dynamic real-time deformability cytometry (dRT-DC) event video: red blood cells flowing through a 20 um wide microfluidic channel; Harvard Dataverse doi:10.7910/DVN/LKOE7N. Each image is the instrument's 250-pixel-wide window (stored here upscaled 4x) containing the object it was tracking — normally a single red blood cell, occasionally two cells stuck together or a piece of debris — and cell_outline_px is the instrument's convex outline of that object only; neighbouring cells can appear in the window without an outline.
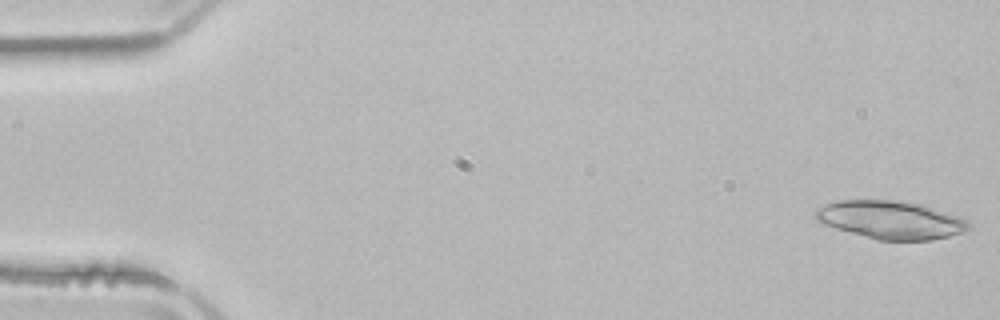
{"species": "common noctule bat (a hibernating species)", "species_latin": "Nyctalus noctula", "temperature_condition": "room temperature", "stored_images_in_passage": 51, "segment_of_instrument_passage": [1, 2], "camera_frame_rate_fps": 3000, "um_per_image_px": 0.085, "animal": {"sex": "male", "body_mass_g": 21.5, "forearm_length_mm": 52.0}, "frame": {"image": 1, "passage_image": 1, "time_ms": 0.0, "image_size_px": [1000, 320], "cell_outline_px": [[972, 228], [964, 232], [932, 240], [876, 240], [836, 228], [824, 224], [816, 220], [816, 208], [824, 204], [836, 200], [900, 200], [920, 204], [956, 216], [972, 224]], "centroid_in_image_um": [75.69, 18.69], "position_along_channel_um": 9.3, "area_um2": 33.87}}
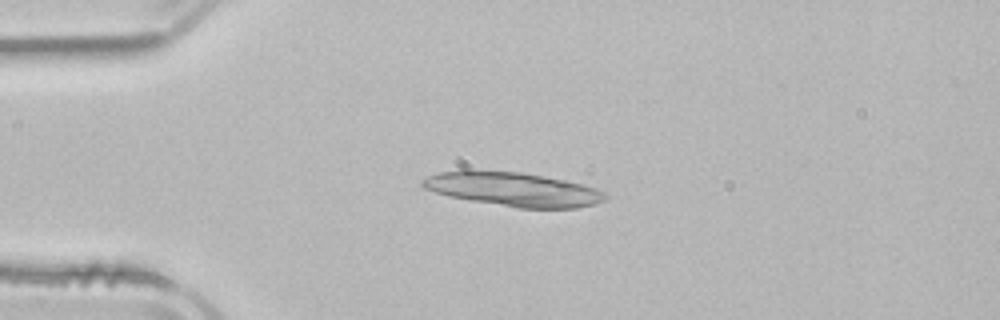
{"frame": {"image": 2, "passage_image": 12, "time_ms": 3.667, "image_size_px": [1000, 320], "cell_outline_px": [[608, 196], [604, 200], [592, 204], [576, 208], [516, 208], [448, 196], [424, 188], [420, 184], [420, 180], [428, 176], [440, 172], [520, 172], [544, 176], [564, 180], [596, 188], [604, 192]], "centroid_in_image_um": [43.65, 16.11], "position_along_channel_um": 41.3, "area_um2": 35.32}}